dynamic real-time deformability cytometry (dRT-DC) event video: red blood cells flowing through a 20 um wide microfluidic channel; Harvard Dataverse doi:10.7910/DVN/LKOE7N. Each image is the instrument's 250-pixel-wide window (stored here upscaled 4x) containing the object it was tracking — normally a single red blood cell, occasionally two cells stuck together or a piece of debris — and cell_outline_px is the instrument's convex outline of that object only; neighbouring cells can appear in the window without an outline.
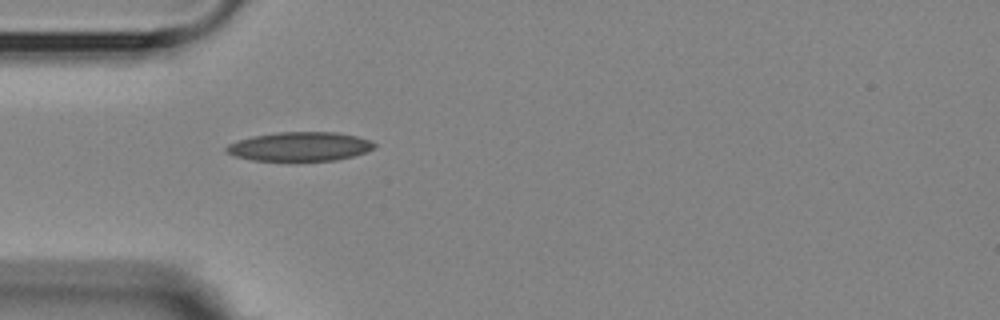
{"species": "Egyptian fruit bat (a non-hibernating species)", "species_latin": "Rousettus aegyptiacus", "temperature_condition": "room temperature", "stored_images_in_passage": 11, "camera_frame_rate_fps": 3000, "um_per_image_px": 0.085, "animal": {"sex": "female"}, "frame": {"image": 1, "passage_image": 1, "time_ms": 0.0, "image_size_px": [1000, 320], "cell_outline_px": [[376, 148], [352, 156], [336, 160], [252, 160], [232, 156], [224, 152], [224, 148], [228, 144], [236, 140], [252, 136], [276, 132], [336, 132], [356, 136], [372, 140], [376, 144]], "centroid_in_image_um": [25.44, 12.44], "position_along_channel_um": 59.6, "area_um2": 25.2}}
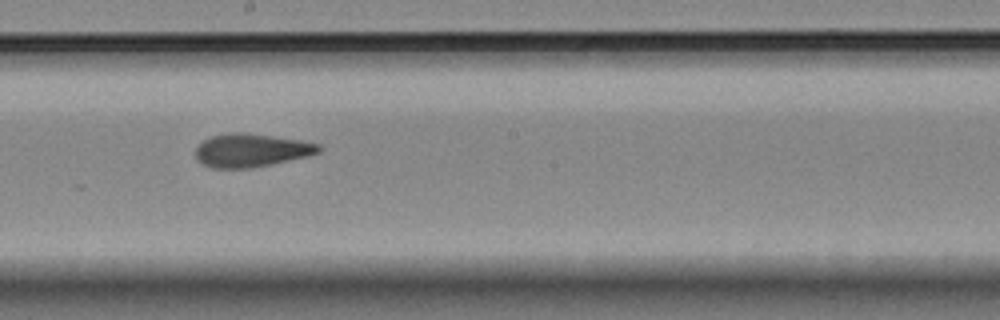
{"frame": {"image": 2, "passage_image": 5, "time_ms": 4.667, "image_size_px": [1000, 320], "cell_outline_px": [[324, 148], [320, 152], [308, 156], [272, 164], [248, 168], [212, 168], [196, 160], [196, 148], [204, 140], [212, 136], [228, 132], [244, 132], [300, 140], [320, 144]], "centroid_in_image_um": [21.38, 12.77], "position_along_channel_um": 226.8, "area_um2": 23.93}}
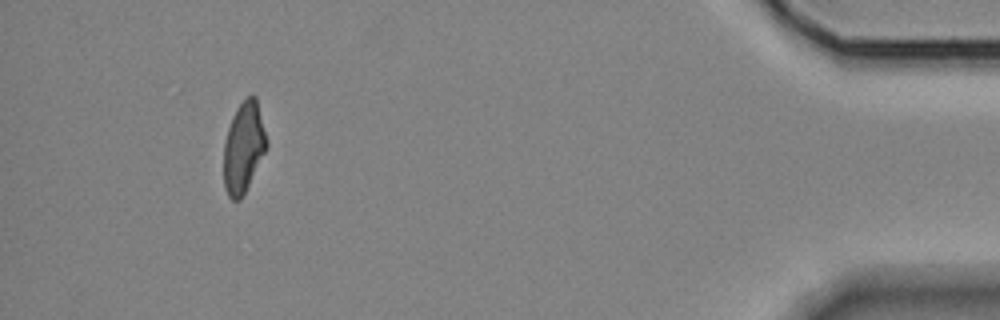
{"frame": {"image": 3, "passage_image": 10, "time_ms": 11.667, "image_size_px": [1000, 320], "cell_outline_px": [[268, 148], [240, 200], [232, 200], [228, 196], [224, 188], [224, 144], [228, 128], [232, 116], [236, 108], [248, 96], [256, 96], [268, 144]], "centroid_in_image_um": [20.71, 12.54], "position_along_channel_um": 414.5, "area_um2": 22.54}, "authors_computed_cell_mechanics": {"area_um2": 23.6402, "velocity_mm_per_s": 3.6205, "shape_relaxation_time_tau1_ms": null, "shape_relaxation_time_tau2_ms": 3.326, "deformation_change_tau1": null, "deformation_change_tau2": 0.0968}}